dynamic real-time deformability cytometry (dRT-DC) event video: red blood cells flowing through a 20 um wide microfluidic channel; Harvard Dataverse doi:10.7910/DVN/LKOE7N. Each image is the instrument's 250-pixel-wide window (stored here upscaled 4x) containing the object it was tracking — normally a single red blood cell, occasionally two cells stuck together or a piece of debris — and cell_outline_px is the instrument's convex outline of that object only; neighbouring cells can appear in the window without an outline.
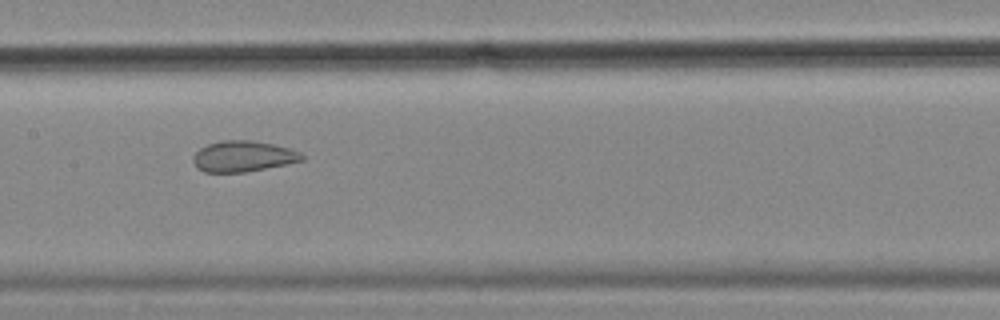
{"species": "common noctule bat (a hibernating species)", "species_latin": "Nyctalus noctula", "temperature_condition": "cold", "stored_images_in_passage": 13, "camera_frame_rate_fps": 3000, "um_per_image_px": 0.085, "animal": {"sex": "female", "body_mass_g": 18.4}, "frame": {"image": 1, "passage_image": 8, "time_ms": 2.333, "image_size_px": [1000, 320], "cell_outline_px": [[304, 160], [244, 172], [204, 172], [196, 168], [192, 160], [192, 156], [200, 148], [208, 144], [220, 140], [252, 140], [272, 144], [288, 148], [300, 152], [304, 156]], "centroid_in_image_um": [20.61, 13.28], "position_along_channel_um": 186.8, "area_um2": 19.48}}
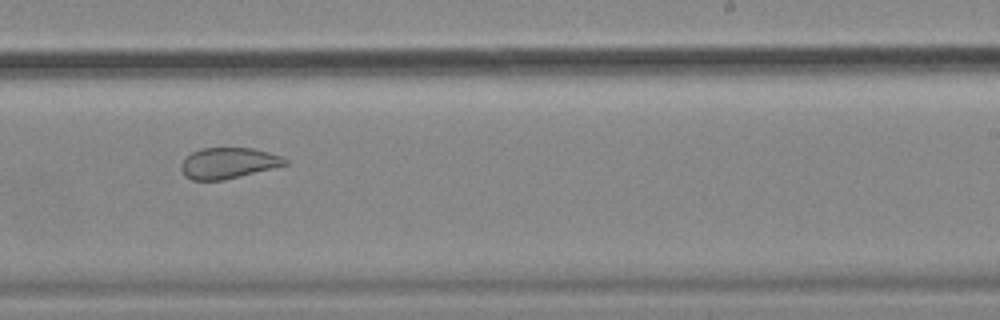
{"frame": {"image": 2, "passage_image": 10, "time_ms": 3.0, "image_size_px": [1000, 320], "cell_outline_px": [[288, 164], [224, 180], [192, 180], [184, 176], [180, 168], [180, 164], [184, 156], [200, 148], [252, 148], [268, 152], [280, 156], [288, 160]], "centroid_in_image_um": [19.34, 13.86], "position_along_channel_um": 269.7, "area_um2": 18.79}}